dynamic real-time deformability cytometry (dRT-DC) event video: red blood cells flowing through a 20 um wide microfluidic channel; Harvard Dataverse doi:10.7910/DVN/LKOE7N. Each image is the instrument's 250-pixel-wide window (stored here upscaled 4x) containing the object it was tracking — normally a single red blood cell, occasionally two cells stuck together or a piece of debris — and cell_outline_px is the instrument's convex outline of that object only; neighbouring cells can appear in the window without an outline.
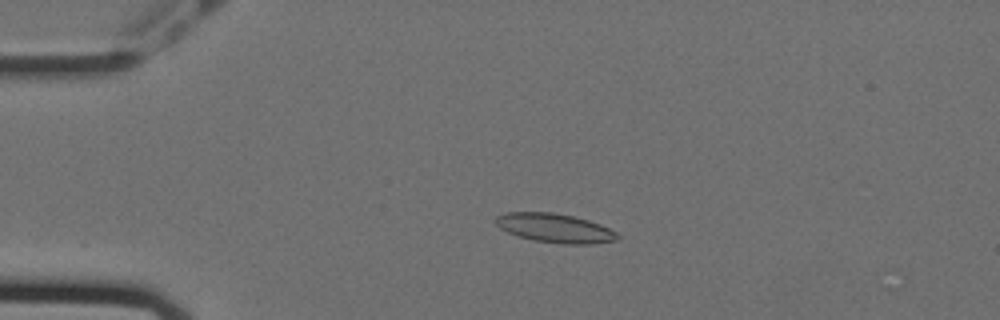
{"species": "Egyptian fruit bat (a non-hibernating species)", "species_latin": "Rousettus aegyptiacus", "temperature_condition": "cold", "stored_images_in_passage": 53, "camera_frame_rate_fps": 3000, "um_per_image_px": 0.085, "animal": {"sex": "female"}, "frame": {"image": 1, "passage_image": 13, "time_ms": 4.0, "image_size_px": [1000, 320], "cell_outline_px": [[620, 236], [616, 240], [592, 244], [560, 244], [532, 240], [508, 232], [500, 228], [496, 224], [496, 216], [504, 212], [552, 212], [572, 216], [588, 220], [600, 224], [616, 232]], "centroid_in_image_um": [47.16, 19.39], "position_along_channel_um": 37.8, "area_um2": 20.58}}
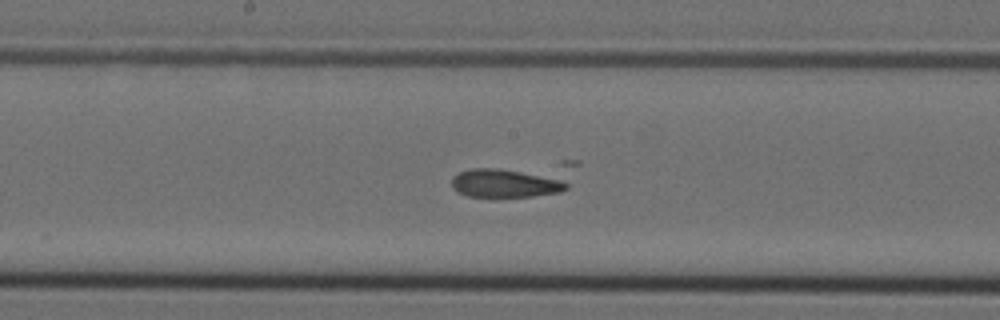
{"frame": {"image": 2, "passage_image": 30, "time_ms": 9.667, "image_size_px": [1000, 320], "cell_outline_px": [[568, 188], [560, 192], [532, 196], [468, 196], [452, 188], [452, 176], [460, 172], [472, 168], [496, 168], [560, 176], [568, 184]], "centroid_in_image_um": [43.02, 15.55], "position_along_channel_um": 205.2, "area_um2": 19.19}}
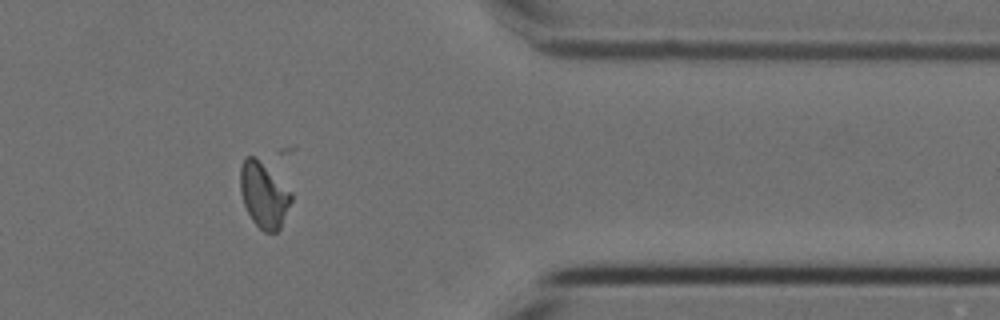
{"frame": {"image": 3, "passage_image": 47, "time_ms": 15.333, "image_size_px": [1000, 320], "cell_outline_px": [[292, 200], [280, 228], [276, 232], [264, 232], [252, 220], [244, 204], [240, 192], [240, 168], [244, 156], [256, 156], [292, 192]], "centroid_in_image_um": [22.41, 16.55], "position_along_channel_um": 389.0, "area_um2": 19.42}}